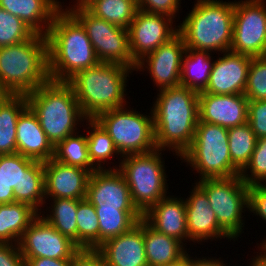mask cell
<instances>
[{
    "label": "cell",
    "mask_w": 266,
    "mask_h": 266,
    "mask_svg": "<svg viewBox=\"0 0 266 266\" xmlns=\"http://www.w3.org/2000/svg\"><path fill=\"white\" fill-rule=\"evenodd\" d=\"M249 264H250L249 266H252V261ZM221 266H230V264L226 265L225 263H223Z\"/></svg>",
    "instance_id": "obj_53"
},
{
    "label": "cell",
    "mask_w": 266,
    "mask_h": 266,
    "mask_svg": "<svg viewBox=\"0 0 266 266\" xmlns=\"http://www.w3.org/2000/svg\"><path fill=\"white\" fill-rule=\"evenodd\" d=\"M35 160L19 153L0 155V165H4V178L13 190L19 188L23 174Z\"/></svg>",
    "instance_id": "obj_40"
},
{
    "label": "cell",
    "mask_w": 266,
    "mask_h": 266,
    "mask_svg": "<svg viewBox=\"0 0 266 266\" xmlns=\"http://www.w3.org/2000/svg\"><path fill=\"white\" fill-rule=\"evenodd\" d=\"M190 254H186L185 256V261L187 262V265L188 266H221L224 261L221 260V257L219 258H213V257H208V259L206 257H200V258H197V256H195L193 258V256H191ZM212 258V259H211Z\"/></svg>",
    "instance_id": "obj_48"
},
{
    "label": "cell",
    "mask_w": 266,
    "mask_h": 266,
    "mask_svg": "<svg viewBox=\"0 0 266 266\" xmlns=\"http://www.w3.org/2000/svg\"><path fill=\"white\" fill-rule=\"evenodd\" d=\"M265 3V0H235L230 51L250 57L266 56Z\"/></svg>",
    "instance_id": "obj_12"
},
{
    "label": "cell",
    "mask_w": 266,
    "mask_h": 266,
    "mask_svg": "<svg viewBox=\"0 0 266 266\" xmlns=\"http://www.w3.org/2000/svg\"><path fill=\"white\" fill-rule=\"evenodd\" d=\"M175 21L164 14L147 13L138 9L127 28L132 59L137 63L173 38L178 33V26L173 23Z\"/></svg>",
    "instance_id": "obj_14"
},
{
    "label": "cell",
    "mask_w": 266,
    "mask_h": 266,
    "mask_svg": "<svg viewBox=\"0 0 266 266\" xmlns=\"http://www.w3.org/2000/svg\"><path fill=\"white\" fill-rule=\"evenodd\" d=\"M99 221V246L129 231L143 215L138 210H96Z\"/></svg>",
    "instance_id": "obj_32"
},
{
    "label": "cell",
    "mask_w": 266,
    "mask_h": 266,
    "mask_svg": "<svg viewBox=\"0 0 266 266\" xmlns=\"http://www.w3.org/2000/svg\"><path fill=\"white\" fill-rule=\"evenodd\" d=\"M16 129V153L41 162L53 158L54 146L29 106L19 115Z\"/></svg>",
    "instance_id": "obj_23"
},
{
    "label": "cell",
    "mask_w": 266,
    "mask_h": 266,
    "mask_svg": "<svg viewBox=\"0 0 266 266\" xmlns=\"http://www.w3.org/2000/svg\"><path fill=\"white\" fill-rule=\"evenodd\" d=\"M194 184L188 195L190 197L185 199L188 241L201 244L203 241L208 242L209 239L220 241L225 237L231 241L232 239L220 228L206 193Z\"/></svg>",
    "instance_id": "obj_20"
},
{
    "label": "cell",
    "mask_w": 266,
    "mask_h": 266,
    "mask_svg": "<svg viewBox=\"0 0 266 266\" xmlns=\"http://www.w3.org/2000/svg\"><path fill=\"white\" fill-rule=\"evenodd\" d=\"M14 202V190L10 188L4 178V165H0V204Z\"/></svg>",
    "instance_id": "obj_47"
},
{
    "label": "cell",
    "mask_w": 266,
    "mask_h": 266,
    "mask_svg": "<svg viewBox=\"0 0 266 266\" xmlns=\"http://www.w3.org/2000/svg\"><path fill=\"white\" fill-rule=\"evenodd\" d=\"M207 195L220 228L233 240L244 233L249 186L237 176L207 178L196 183ZM244 221V222H243ZM243 228V229H242Z\"/></svg>",
    "instance_id": "obj_10"
},
{
    "label": "cell",
    "mask_w": 266,
    "mask_h": 266,
    "mask_svg": "<svg viewBox=\"0 0 266 266\" xmlns=\"http://www.w3.org/2000/svg\"><path fill=\"white\" fill-rule=\"evenodd\" d=\"M144 244L148 266L177 265L187 254L186 245L176 238L157 232L145 220Z\"/></svg>",
    "instance_id": "obj_25"
},
{
    "label": "cell",
    "mask_w": 266,
    "mask_h": 266,
    "mask_svg": "<svg viewBox=\"0 0 266 266\" xmlns=\"http://www.w3.org/2000/svg\"><path fill=\"white\" fill-rule=\"evenodd\" d=\"M248 99L244 94L218 95L199 92V121L232 128L247 122Z\"/></svg>",
    "instance_id": "obj_19"
},
{
    "label": "cell",
    "mask_w": 266,
    "mask_h": 266,
    "mask_svg": "<svg viewBox=\"0 0 266 266\" xmlns=\"http://www.w3.org/2000/svg\"><path fill=\"white\" fill-rule=\"evenodd\" d=\"M10 93L2 86L0 82V102H2Z\"/></svg>",
    "instance_id": "obj_50"
},
{
    "label": "cell",
    "mask_w": 266,
    "mask_h": 266,
    "mask_svg": "<svg viewBox=\"0 0 266 266\" xmlns=\"http://www.w3.org/2000/svg\"><path fill=\"white\" fill-rule=\"evenodd\" d=\"M18 247L23 258L72 259L81 250L40 214L24 231Z\"/></svg>",
    "instance_id": "obj_13"
},
{
    "label": "cell",
    "mask_w": 266,
    "mask_h": 266,
    "mask_svg": "<svg viewBox=\"0 0 266 266\" xmlns=\"http://www.w3.org/2000/svg\"><path fill=\"white\" fill-rule=\"evenodd\" d=\"M46 38L50 80L67 82L100 63L85 28L65 8L55 15Z\"/></svg>",
    "instance_id": "obj_2"
},
{
    "label": "cell",
    "mask_w": 266,
    "mask_h": 266,
    "mask_svg": "<svg viewBox=\"0 0 266 266\" xmlns=\"http://www.w3.org/2000/svg\"><path fill=\"white\" fill-rule=\"evenodd\" d=\"M106 266H148L144 244V219L129 231L105 241L96 249Z\"/></svg>",
    "instance_id": "obj_21"
},
{
    "label": "cell",
    "mask_w": 266,
    "mask_h": 266,
    "mask_svg": "<svg viewBox=\"0 0 266 266\" xmlns=\"http://www.w3.org/2000/svg\"><path fill=\"white\" fill-rule=\"evenodd\" d=\"M213 63L207 87L209 94H244L252 57L232 51L221 53Z\"/></svg>",
    "instance_id": "obj_17"
},
{
    "label": "cell",
    "mask_w": 266,
    "mask_h": 266,
    "mask_svg": "<svg viewBox=\"0 0 266 266\" xmlns=\"http://www.w3.org/2000/svg\"><path fill=\"white\" fill-rule=\"evenodd\" d=\"M27 107L25 94H10L0 102V155L16 153V124Z\"/></svg>",
    "instance_id": "obj_27"
},
{
    "label": "cell",
    "mask_w": 266,
    "mask_h": 266,
    "mask_svg": "<svg viewBox=\"0 0 266 266\" xmlns=\"http://www.w3.org/2000/svg\"><path fill=\"white\" fill-rule=\"evenodd\" d=\"M247 122L257 139L266 137V100L248 101Z\"/></svg>",
    "instance_id": "obj_41"
},
{
    "label": "cell",
    "mask_w": 266,
    "mask_h": 266,
    "mask_svg": "<svg viewBox=\"0 0 266 266\" xmlns=\"http://www.w3.org/2000/svg\"><path fill=\"white\" fill-rule=\"evenodd\" d=\"M260 249L266 254V242L260 247Z\"/></svg>",
    "instance_id": "obj_52"
},
{
    "label": "cell",
    "mask_w": 266,
    "mask_h": 266,
    "mask_svg": "<svg viewBox=\"0 0 266 266\" xmlns=\"http://www.w3.org/2000/svg\"><path fill=\"white\" fill-rule=\"evenodd\" d=\"M78 133L79 131L54 146L53 159L65 165L82 167L92 173L97 168L89 158L87 136Z\"/></svg>",
    "instance_id": "obj_33"
},
{
    "label": "cell",
    "mask_w": 266,
    "mask_h": 266,
    "mask_svg": "<svg viewBox=\"0 0 266 266\" xmlns=\"http://www.w3.org/2000/svg\"><path fill=\"white\" fill-rule=\"evenodd\" d=\"M126 107L110 109L94 118L112 138L120 154L118 160L156 149L152 109L146 115Z\"/></svg>",
    "instance_id": "obj_9"
},
{
    "label": "cell",
    "mask_w": 266,
    "mask_h": 266,
    "mask_svg": "<svg viewBox=\"0 0 266 266\" xmlns=\"http://www.w3.org/2000/svg\"><path fill=\"white\" fill-rule=\"evenodd\" d=\"M67 10L85 28L96 56L101 63L123 65L135 70L137 63L129 49L128 29L111 24L90 13L78 0Z\"/></svg>",
    "instance_id": "obj_11"
},
{
    "label": "cell",
    "mask_w": 266,
    "mask_h": 266,
    "mask_svg": "<svg viewBox=\"0 0 266 266\" xmlns=\"http://www.w3.org/2000/svg\"><path fill=\"white\" fill-rule=\"evenodd\" d=\"M0 7L19 17L36 34L46 36L64 6L59 0H0Z\"/></svg>",
    "instance_id": "obj_24"
},
{
    "label": "cell",
    "mask_w": 266,
    "mask_h": 266,
    "mask_svg": "<svg viewBox=\"0 0 266 266\" xmlns=\"http://www.w3.org/2000/svg\"><path fill=\"white\" fill-rule=\"evenodd\" d=\"M35 34L19 17L0 7V47L21 43Z\"/></svg>",
    "instance_id": "obj_37"
},
{
    "label": "cell",
    "mask_w": 266,
    "mask_h": 266,
    "mask_svg": "<svg viewBox=\"0 0 266 266\" xmlns=\"http://www.w3.org/2000/svg\"><path fill=\"white\" fill-rule=\"evenodd\" d=\"M53 203L47 206L49 211L46 216L45 212L40 215L55 229H57L62 235L70 238L77 245V207L78 200L55 198L50 199ZM51 208V209H50Z\"/></svg>",
    "instance_id": "obj_31"
},
{
    "label": "cell",
    "mask_w": 266,
    "mask_h": 266,
    "mask_svg": "<svg viewBox=\"0 0 266 266\" xmlns=\"http://www.w3.org/2000/svg\"><path fill=\"white\" fill-rule=\"evenodd\" d=\"M158 91L151 107L156 148L168 149L181 157L194 139L199 120V93L183 86Z\"/></svg>",
    "instance_id": "obj_1"
},
{
    "label": "cell",
    "mask_w": 266,
    "mask_h": 266,
    "mask_svg": "<svg viewBox=\"0 0 266 266\" xmlns=\"http://www.w3.org/2000/svg\"><path fill=\"white\" fill-rule=\"evenodd\" d=\"M45 199H86L89 170L62 164L53 158L43 162Z\"/></svg>",
    "instance_id": "obj_18"
},
{
    "label": "cell",
    "mask_w": 266,
    "mask_h": 266,
    "mask_svg": "<svg viewBox=\"0 0 266 266\" xmlns=\"http://www.w3.org/2000/svg\"><path fill=\"white\" fill-rule=\"evenodd\" d=\"M71 266H106L97 250L81 249L73 258Z\"/></svg>",
    "instance_id": "obj_45"
},
{
    "label": "cell",
    "mask_w": 266,
    "mask_h": 266,
    "mask_svg": "<svg viewBox=\"0 0 266 266\" xmlns=\"http://www.w3.org/2000/svg\"><path fill=\"white\" fill-rule=\"evenodd\" d=\"M180 159L199 173L200 180L240 175L230 158L228 129L220 125L198 120L192 144Z\"/></svg>",
    "instance_id": "obj_8"
},
{
    "label": "cell",
    "mask_w": 266,
    "mask_h": 266,
    "mask_svg": "<svg viewBox=\"0 0 266 266\" xmlns=\"http://www.w3.org/2000/svg\"><path fill=\"white\" fill-rule=\"evenodd\" d=\"M196 1L183 22L177 25L186 49L218 54L230 51L235 0Z\"/></svg>",
    "instance_id": "obj_5"
},
{
    "label": "cell",
    "mask_w": 266,
    "mask_h": 266,
    "mask_svg": "<svg viewBox=\"0 0 266 266\" xmlns=\"http://www.w3.org/2000/svg\"><path fill=\"white\" fill-rule=\"evenodd\" d=\"M211 55L208 51L186 49L182 58L180 86L198 93L204 91L214 63Z\"/></svg>",
    "instance_id": "obj_28"
},
{
    "label": "cell",
    "mask_w": 266,
    "mask_h": 266,
    "mask_svg": "<svg viewBox=\"0 0 266 266\" xmlns=\"http://www.w3.org/2000/svg\"><path fill=\"white\" fill-rule=\"evenodd\" d=\"M86 199L96 210H138L130 189L118 169H97L91 173Z\"/></svg>",
    "instance_id": "obj_16"
},
{
    "label": "cell",
    "mask_w": 266,
    "mask_h": 266,
    "mask_svg": "<svg viewBox=\"0 0 266 266\" xmlns=\"http://www.w3.org/2000/svg\"><path fill=\"white\" fill-rule=\"evenodd\" d=\"M98 18L127 29L138 10L136 0H78Z\"/></svg>",
    "instance_id": "obj_29"
},
{
    "label": "cell",
    "mask_w": 266,
    "mask_h": 266,
    "mask_svg": "<svg viewBox=\"0 0 266 266\" xmlns=\"http://www.w3.org/2000/svg\"><path fill=\"white\" fill-rule=\"evenodd\" d=\"M257 137L248 122L228 129L232 164L241 172L249 163Z\"/></svg>",
    "instance_id": "obj_36"
},
{
    "label": "cell",
    "mask_w": 266,
    "mask_h": 266,
    "mask_svg": "<svg viewBox=\"0 0 266 266\" xmlns=\"http://www.w3.org/2000/svg\"><path fill=\"white\" fill-rule=\"evenodd\" d=\"M26 97L53 146L80 130L79 125L88 119L66 81L49 80Z\"/></svg>",
    "instance_id": "obj_4"
},
{
    "label": "cell",
    "mask_w": 266,
    "mask_h": 266,
    "mask_svg": "<svg viewBox=\"0 0 266 266\" xmlns=\"http://www.w3.org/2000/svg\"><path fill=\"white\" fill-rule=\"evenodd\" d=\"M25 266H71L72 259L24 258Z\"/></svg>",
    "instance_id": "obj_46"
},
{
    "label": "cell",
    "mask_w": 266,
    "mask_h": 266,
    "mask_svg": "<svg viewBox=\"0 0 266 266\" xmlns=\"http://www.w3.org/2000/svg\"><path fill=\"white\" fill-rule=\"evenodd\" d=\"M244 95L249 101L266 100V56L252 57Z\"/></svg>",
    "instance_id": "obj_39"
},
{
    "label": "cell",
    "mask_w": 266,
    "mask_h": 266,
    "mask_svg": "<svg viewBox=\"0 0 266 266\" xmlns=\"http://www.w3.org/2000/svg\"><path fill=\"white\" fill-rule=\"evenodd\" d=\"M260 253L255 256H252L254 258L252 259V266H266V254L261 251L260 248H258Z\"/></svg>",
    "instance_id": "obj_49"
},
{
    "label": "cell",
    "mask_w": 266,
    "mask_h": 266,
    "mask_svg": "<svg viewBox=\"0 0 266 266\" xmlns=\"http://www.w3.org/2000/svg\"><path fill=\"white\" fill-rule=\"evenodd\" d=\"M185 51L184 39L177 33L168 42L139 60L135 71H148L157 90L180 86L182 58Z\"/></svg>",
    "instance_id": "obj_15"
},
{
    "label": "cell",
    "mask_w": 266,
    "mask_h": 266,
    "mask_svg": "<svg viewBox=\"0 0 266 266\" xmlns=\"http://www.w3.org/2000/svg\"><path fill=\"white\" fill-rule=\"evenodd\" d=\"M161 151L164 152L156 148L147 153L127 155L121 157L119 165L109 167L121 172L129 186L132 202L142 215L167 196L168 175Z\"/></svg>",
    "instance_id": "obj_7"
},
{
    "label": "cell",
    "mask_w": 266,
    "mask_h": 266,
    "mask_svg": "<svg viewBox=\"0 0 266 266\" xmlns=\"http://www.w3.org/2000/svg\"><path fill=\"white\" fill-rule=\"evenodd\" d=\"M77 246L88 250L99 247V221L95 207L87 199H78Z\"/></svg>",
    "instance_id": "obj_35"
},
{
    "label": "cell",
    "mask_w": 266,
    "mask_h": 266,
    "mask_svg": "<svg viewBox=\"0 0 266 266\" xmlns=\"http://www.w3.org/2000/svg\"><path fill=\"white\" fill-rule=\"evenodd\" d=\"M45 201L43 162L34 161L24 172L19 188L14 189V202L26 203L40 214Z\"/></svg>",
    "instance_id": "obj_30"
},
{
    "label": "cell",
    "mask_w": 266,
    "mask_h": 266,
    "mask_svg": "<svg viewBox=\"0 0 266 266\" xmlns=\"http://www.w3.org/2000/svg\"><path fill=\"white\" fill-rule=\"evenodd\" d=\"M133 71L123 65L100 62L77 72L67 82L73 88L84 115L94 119L102 112L127 106V77Z\"/></svg>",
    "instance_id": "obj_3"
},
{
    "label": "cell",
    "mask_w": 266,
    "mask_h": 266,
    "mask_svg": "<svg viewBox=\"0 0 266 266\" xmlns=\"http://www.w3.org/2000/svg\"><path fill=\"white\" fill-rule=\"evenodd\" d=\"M239 176L248 186L266 182V137L256 140L250 161Z\"/></svg>",
    "instance_id": "obj_38"
},
{
    "label": "cell",
    "mask_w": 266,
    "mask_h": 266,
    "mask_svg": "<svg viewBox=\"0 0 266 266\" xmlns=\"http://www.w3.org/2000/svg\"><path fill=\"white\" fill-rule=\"evenodd\" d=\"M177 197H164L143 214V219L157 232L176 238L185 245L188 240L185 199Z\"/></svg>",
    "instance_id": "obj_22"
},
{
    "label": "cell",
    "mask_w": 266,
    "mask_h": 266,
    "mask_svg": "<svg viewBox=\"0 0 266 266\" xmlns=\"http://www.w3.org/2000/svg\"><path fill=\"white\" fill-rule=\"evenodd\" d=\"M248 212L260 216L263 221L266 222V186L264 184H254L249 186L248 191ZM257 248H260L265 242L266 239H263Z\"/></svg>",
    "instance_id": "obj_43"
},
{
    "label": "cell",
    "mask_w": 266,
    "mask_h": 266,
    "mask_svg": "<svg viewBox=\"0 0 266 266\" xmlns=\"http://www.w3.org/2000/svg\"><path fill=\"white\" fill-rule=\"evenodd\" d=\"M87 143L88 152L91 163L97 169H105V163L108 159H113L114 155L118 158L119 152L114 146L112 138L102 128V126L95 119H87Z\"/></svg>",
    "instance_id": "obj_34"
},
{
    "label": "cell",
    "mask_w": 266,
    "mask_h": 266,
    "mask_svg": "<svg viewBox=\"0 0 266 266\" xmlns=\"http://www.w3.org/2000/svg\"><path fill=\"white\" fill-rule=\"evenodd\" d=\"M38 215L26 203L0 204V243L18 245L24 231Z\"/></svg>",
    "instance_id": "obj_26"
},
{
    "label": "cell",
    "mask_w": 266,
    "mask_h": 266,
    "mask_svg": "<svg viewBox=\"0 0 266 266\" xmlns=\"http://www.w3.org/2000/svg\"><path fill=\"white\" fill-rule=\"evenodd\" d=\"M171 266H188V265H187V262L185 260H183L179 264H177V265H171Z\"/></svg>",
    "instance_id": "obj_51"
},
{
    "label": "cell",
    "mask_w": 266,
    "mask_h": 266,
    "mask_svg": "<svg viewBox=\"0 0 266 266\" xmlns=\"http://www.w3.org/2000/svg\"><path fill=\"white\" fill-rule=\"evenodd\" d=\"M0 266H25L18 245L0 243Z\"/></svg>",
    "instance_id": "obj_44"
},
{
    "label": "cell",
    "mask_w": 266,
    "mask_h": 266,
    "mask_svg": "<svg viewBox=\"0 0 266 266\" xmlns=\"http://www.w3.org/2000/svg\"><path fill=\"white\" fill-rule=\"evenodd\" d=\"M50 80L48 42L35 34L18 44L0 47V82L10 94H28Z\"/></svg>",
    "instance_id": "obj_6"
},
{
    "label": "cell",
    "mask_w": 266,
    "mask_h": 266,
    "mask_svg": "<svg viewBox=\"0 0 266 266\" xmlns=\"http://www.w3.org/2000/svg\"><path fill=\"white\" fill-rule=\"evenodd\" d=\"M139 10L167 15L174 20L181 8V0H136Z\"/></svg>",
    "instance_id": "obj_42"
}]
</instances>
